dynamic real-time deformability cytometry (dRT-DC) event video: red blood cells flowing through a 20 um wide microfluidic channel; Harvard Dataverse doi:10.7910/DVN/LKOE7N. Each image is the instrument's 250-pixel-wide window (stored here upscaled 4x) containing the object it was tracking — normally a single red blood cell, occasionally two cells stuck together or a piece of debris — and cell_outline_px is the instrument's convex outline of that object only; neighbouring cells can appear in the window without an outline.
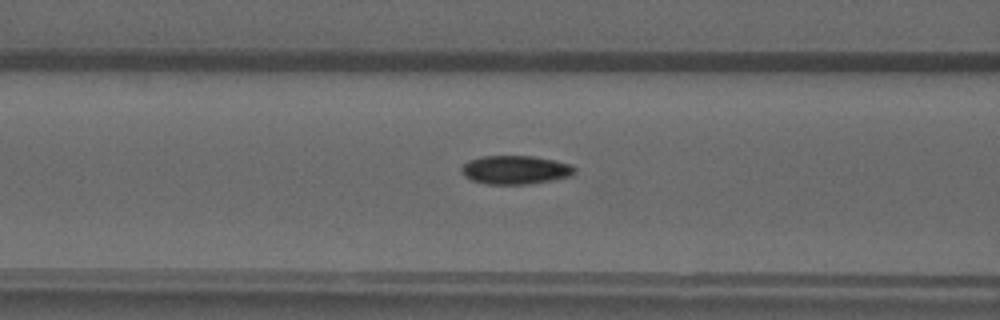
{"species": "common noctule bat (a hibernating species)", "species_latin": "Nyctalus noctula", "temperature_condition": "warm", "stored_images_in_passage": 50, "camera_frame_rate_fps": 3000, "um_per_image_px": 0.085, "animal": {"sex": "male", "forearm_length_mm": 52.5}, "frame": {"image": 1, "passage_image": 21, "time_ms": 6.667, "image_size_px": [1000, 320], "cell_outline_px": [[576, 172], [572, 176], [552, 180], [528, 184], [484, 184], [472, 180], [464, 176], [460, 172], [460, 168], [468, 160], [480, 156], [532, 156], [572, 164], [576, 168]], "centroid_in_image_um": [43.79, 14.44], "position_along_channel_um": 122.8, "area_um2": 19.07}}
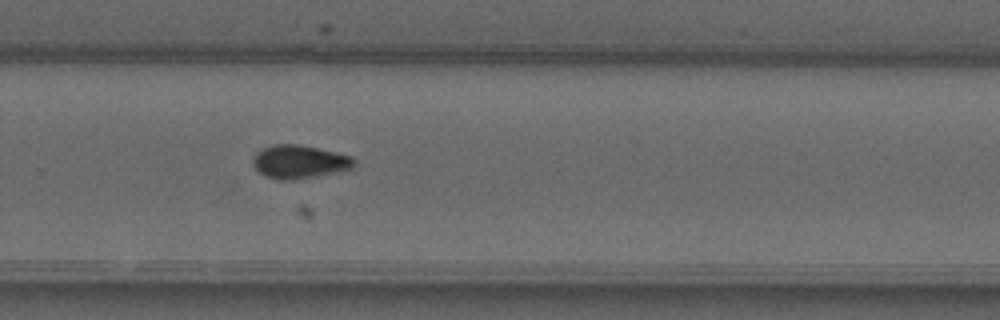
{"frame": {"image": 2, "passage_image": 34, "time_ms": 11.0, "image_size_px": [1000, 320], "cell_outline_px": [[356, 160], [352, 168], [340, 172], [292, 180], [276, 180], [264, 176], [252, 164], [252, 156], [256, 152], [264, 148], [276, 144], [300, 144], [336, 152], [352, 156]], "centroid_in_image_um": [25.45, 13.75], "position_along_channel_um": 304.4, "area_um2": 19.88}}
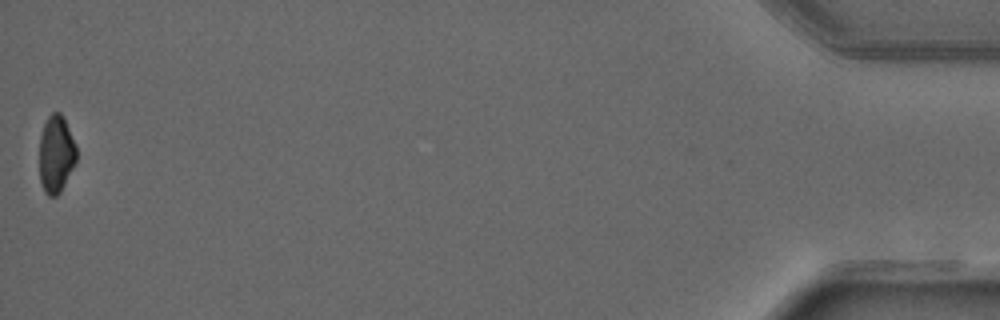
{"frame": {"image": 3, "passage_image": 50, "time_ms": 16.333, "image_size_px": [1000, 320], "cell_outline_px": [[76, 164], [60, 192], [56, 196], [48, 196], [44, 192], [40, 180], [40, 136], [44, 124], [48, 116], [52, 112], [60, 112], [64, 116], [76, 144]], "centroid_in_image_um": [4.78, 13.08], "position_along_channel_um": 430.4, "area_um2": 16.94}}